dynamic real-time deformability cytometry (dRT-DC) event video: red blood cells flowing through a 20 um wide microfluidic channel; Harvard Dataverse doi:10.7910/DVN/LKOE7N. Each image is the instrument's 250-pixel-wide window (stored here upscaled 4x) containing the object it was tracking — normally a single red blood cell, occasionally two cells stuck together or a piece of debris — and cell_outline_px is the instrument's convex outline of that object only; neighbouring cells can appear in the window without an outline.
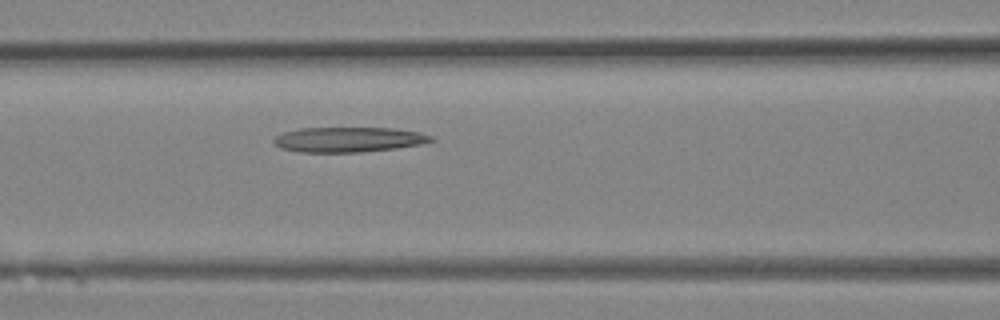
{"species": "Egyptian fruit bat (a non-hibernating species)", "species_latin": "Rousettus aegyptiacus", "temperature_condition": "room temperature", "stored_images_in_passage": 12, "camera_frame_rate_fps": 3000, "um_per_image_px": 0.085, "animal": {"sex": "female"}, "frame": {"image": 1, "passage_image": 12, "time_ms": 3.667, "image_size_px": [1000, 320], "cell_outline_px": [[436, 140], [420, 144], [396, 148], [360, 152], [300, 152], [280, 148], [272, 140], [276, 136], [284, 132], [300, 128], [392, 128], [416, 132], [432, 136]], "centroid_in_image_um": [29.6, 11.86], "position_along_channel_um": 137.0, "area_um2": 22.77}}